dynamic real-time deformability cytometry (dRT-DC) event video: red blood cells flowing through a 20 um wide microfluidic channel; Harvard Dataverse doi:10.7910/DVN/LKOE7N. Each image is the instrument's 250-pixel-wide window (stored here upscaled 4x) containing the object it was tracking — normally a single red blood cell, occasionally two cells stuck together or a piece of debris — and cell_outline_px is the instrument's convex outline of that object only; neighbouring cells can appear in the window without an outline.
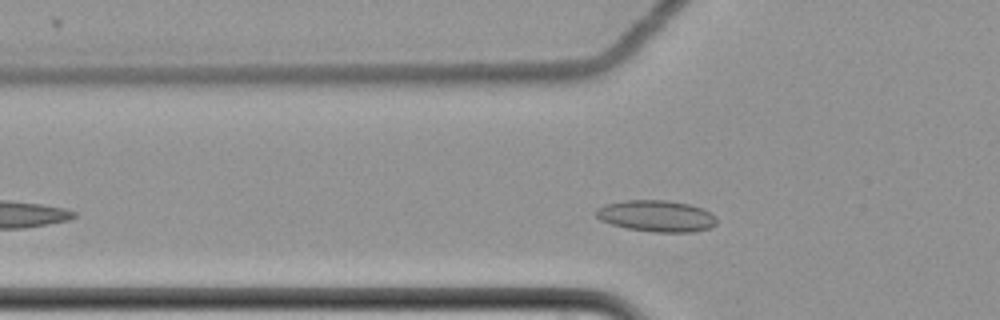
{"species": "common noctule bat (a hibernating species)", "species_latin": "Nyctalus noctula", "temperature_condition": "cold", "stored_images_in_passage": 37, "camera_frame_rate_fps": 3000, "um_per_image_px": 0.085, "animal": {"sex": "female", "body_mass_g": 22.7, "forearm_length_mm": 54.2}, "frame": {"image": 1, "passage_image": 5, "time_ms": 1.333, "image_size_px": [1000, 320], "cell_outline_px": [[716, 224], [708, 228], [692, 232], [652, 232], [628, 228], [612, 224], [600, 220], [596, 216], [596, 208], [604, 204], [624, 200], [668, 200], [688, 204], [704, 208], [716, 216]], "centroid_in_image_um": [55.8, 18.35], "position_along_channel_um": 70.0, "area_um2": 22.2}}
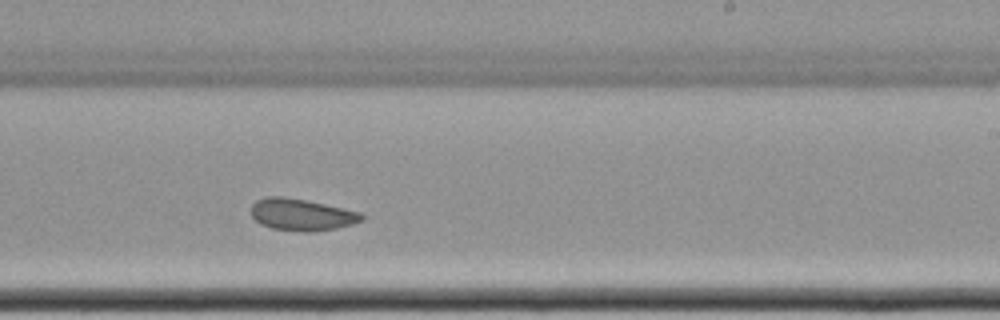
{"frame": {"image": 2, "passage_image": 22, "time_ms": 7.0, "image_size_px": [1000, 320], "cell_outline_px": [[364, 220], [352, 224], [336, 228], [312, 232], [304, 232], [272, 228], [260, 224], [252, 216], [252, 204], [256, 200], [268, 196], [280, 196], [304, 200], [324, 204], [360, 212], [364, 216]], "centroid_in_image_um": [25.63, 18.25], "position_along_channel_um": 263.4, "area_um2": 20.35}}
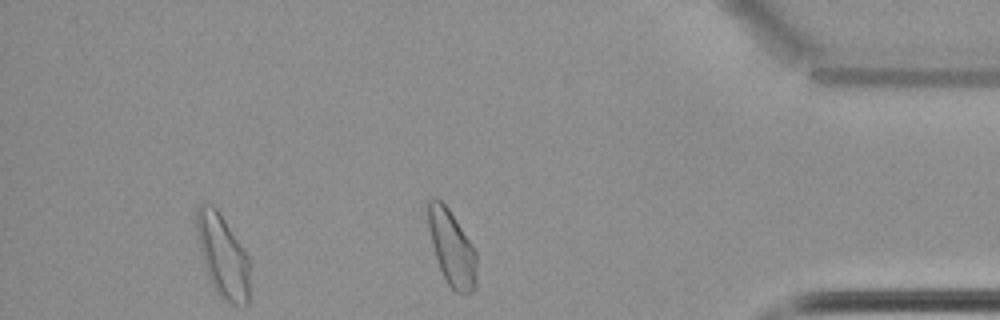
{"frame": {"image": 3, "passage_image": 36, "time_ms": 11.667, "image_size_px": [1000, 320], "cell_outline_px": [[248, 304], [232, 304], [224, 300], [216, 292], [208, 276], [196, 236], [196, 208], [200, 204], [212, 204], [216, 208], [244, 248], [248, 256]], "centroid_in_image_um": [18.9, 21.72], "position_along_channel_um": 416.3, "area_um2": 25.32}, "authors_computed_cell_mechanics": {"area_um2": 20.3456, "velocity_mm_per_s": 3.4561, "shape_relaxation_time_tau1_ms": null, "shape_relaxation_time_tau2_ms": 6.8275, "deformation_change_tau1": null, "deformation_change_tau2": 0.1177}}